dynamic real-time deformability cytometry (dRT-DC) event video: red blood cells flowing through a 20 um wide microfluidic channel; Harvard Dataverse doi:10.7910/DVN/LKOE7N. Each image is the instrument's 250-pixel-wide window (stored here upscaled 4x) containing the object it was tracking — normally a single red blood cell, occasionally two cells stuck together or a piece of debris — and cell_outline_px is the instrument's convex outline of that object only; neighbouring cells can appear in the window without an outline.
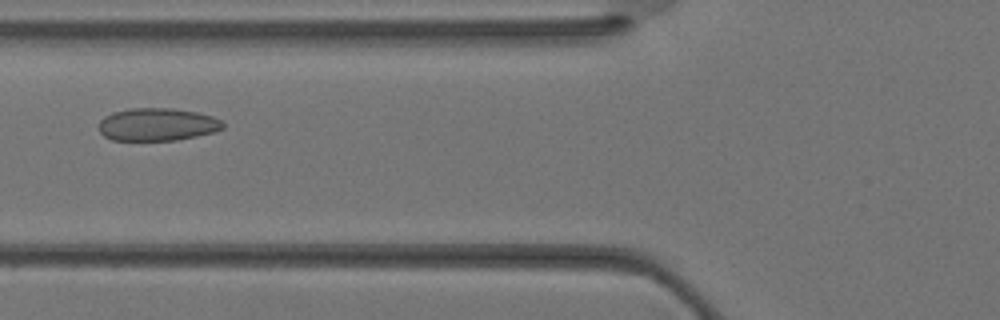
{"species": "Egyptian fruit bat (a non-hibernating species)", "species_latin": "Rousettus aegyptiacus", "temperature_condition": "warm", "stored_images_in_passage": 33, "camera_frame_rate_fps": 3000, "um_per_image_px": 0.085, "animal": {"sex": "female"}, "frame": {"image": 1, "passage_image": 11, "time_ms": 3.333, "image_size_px": [1000, 320], "cell_outline_px": [[224, 128], [212, 132], [196, 136], [176, 140], [112, 140], [104, 136], [100, 132], [100, 120], [104, 116], [112, 112], [128, 108], [172, 108], [196, 112], [212, 116], [220, 120], [224, 124]], "centroid_in_image_um": [13.35, 10.57], "position_along_channel_um": 112.5, "area_um2": 23.64}}
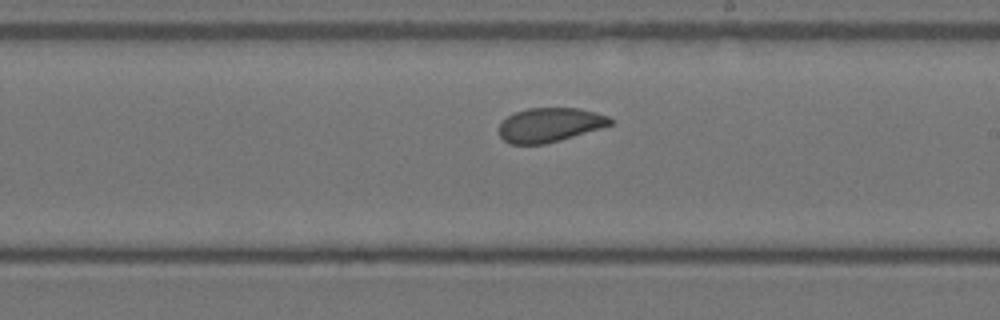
{"frame": {"image": 2, "passage_image": 18, "time_ms": 5.667, "image_size_px": [1000, 320], "cell_outline_px": [[612, 124], [600, 128], [560, 140], [544, 144], [508, 144], [500, 136], [500, 124], [508, 116], [516, 112], [528, 108], [580, 108], [596, 112], [608, 116], [612, 120]], "centroid_in_image_um": [46.73, 10.61], "position_along_channel_um": 242.3, "area_um2": 21.96}}
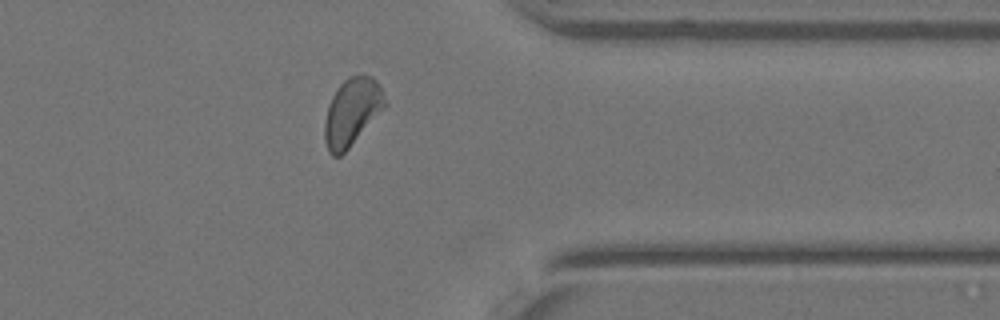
{"frame": {"image": 3, "passage_image": 26, "time_ms": 8.333, "image_size_px": [1000, 320], "cell_outline_px": [[388, 104], [348, 148], [340, 156], [332, 156], [328, 152], [324, 140], [324, 120], [328, 104], [332, 96], [340, 84], [348, 76], [372, 76], [376, 80]], "centroid_in_image_um": [29.89, 9.52], "position_along_channel_um": 381.5, "area_um2": 23.52}}